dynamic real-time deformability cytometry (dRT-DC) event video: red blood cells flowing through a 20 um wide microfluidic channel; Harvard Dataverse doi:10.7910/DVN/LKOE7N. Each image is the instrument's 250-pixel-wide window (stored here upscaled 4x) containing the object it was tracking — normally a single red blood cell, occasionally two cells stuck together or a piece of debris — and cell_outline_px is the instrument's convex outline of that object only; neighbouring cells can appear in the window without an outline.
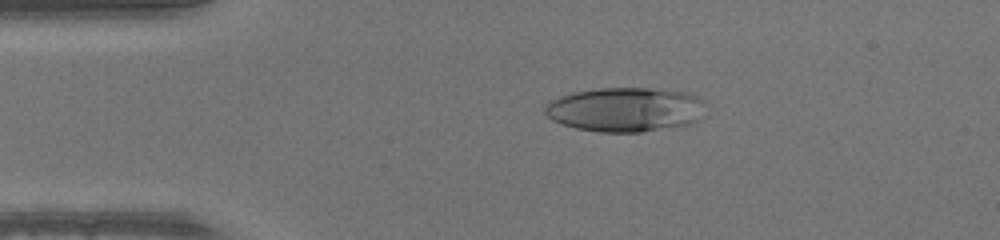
{"species": "human", "species_latin": "Homo sapiens", "temperature_condition": "warm", "stored_images_in_passage": 48, "camera_frame_rate_fps": 3000, "um_per_image_px": 0.085, "donor": {"sex": "male"}, "frame": {"image": 1, "passage_image": 9, "time_ms": 2.667, "image_size_px": [1000, 240], "cell_outline_px": [[704, 100], [696, 120], [688, 124], [640, 132], [600, 132], [576, 128], [552, 120], [544, 112], [544, 104], [560, 96], [576, 92], [600, 88], [648, 88], [688, 92], [700, 96]], "centroid_in_image_um": [53.11, 9.3], "position_along_channel_um": 31.9, "area_um2": 41.15}}
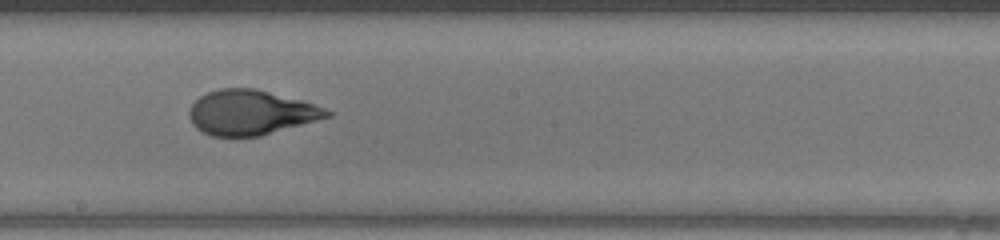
{"frame": {"image": 2, "passage_image": 26, "time_ms": 8.333, "image_size_px": [1000, 240], "cell_outline_px": [[332, 116], [260, 136], [212, 136], [196, 128], [192, 124], [188, 116], [188, 112], [192, 104], [200, 96], [208, 92], [220, 88], [256, 88], [304, 100], [324, 108], [332, 112]], "centroid_in_image_um": [21.32, 9.55], "position_along_channel_um": 226.9, "area_um2": 36.07}}
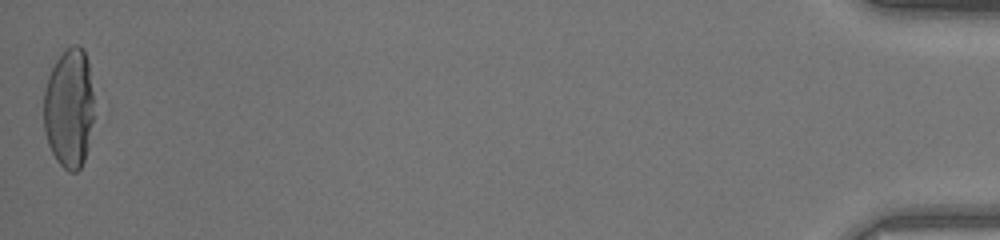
{"frame": {"image": 3, "passage_image": 48, "time_ms": 15.667, "image_size_px": [1000, 240], "cell_outline_px": [[92, 120], [88, 148], [84, 160], [80, 168], [76, 172], [68, 172], [56, 160], [48, 144], [44, 132], [44, 92], [48, 76], [56, 60], [72, 44], [80, 44], [84, 48], [88, 60], [92, 92]], "centroid_in_image_um": [5.86, 9.2], "position_along_channel_um": 429.3, "area_um2": 35.08}}